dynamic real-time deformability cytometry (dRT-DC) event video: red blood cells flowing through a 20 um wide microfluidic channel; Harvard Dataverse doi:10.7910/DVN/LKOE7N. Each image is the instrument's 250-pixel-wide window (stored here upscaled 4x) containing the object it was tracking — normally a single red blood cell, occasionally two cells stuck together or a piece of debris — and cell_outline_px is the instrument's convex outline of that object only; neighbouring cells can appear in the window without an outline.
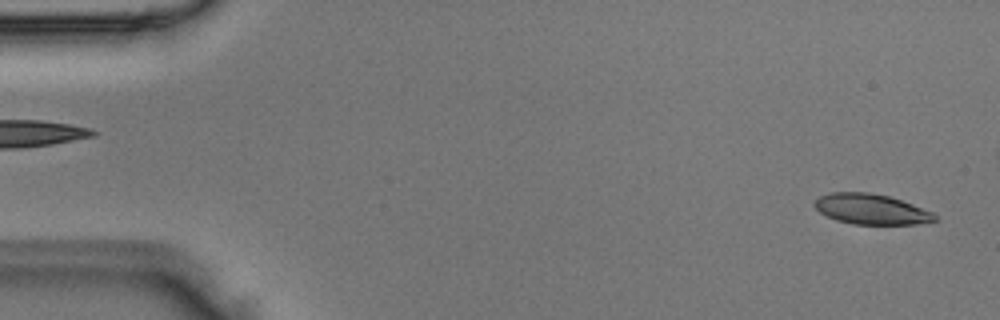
{"species": "Egyptian fruit bat (a non-hibernating species)", "species_latin": "Rousettus aegyptiacus", "temperature_condition": "room temperature", "stored_images_in_passage": 4, "camera_frame_rate_fps": 3000, "um_per_image_px": 0.085, "animal": {"sex": "male"}, "frame": {"image": 1, "passage_image": 4, "time_ms": 1.0, "image_size_px": [1000, 320], "cell_outline_px": [[936, 220], [916, 224], [852, 224], [836, 220], [820, 212], [812, 204], [812, 200], [828, 192], [868, 192], [888, 196], [912, 204], [932, 212], [936, 216]], "centroid_in_image_um": [73.98, 17.77], "position_along_channel_um": 11.0, "area_um2": 21.21}}